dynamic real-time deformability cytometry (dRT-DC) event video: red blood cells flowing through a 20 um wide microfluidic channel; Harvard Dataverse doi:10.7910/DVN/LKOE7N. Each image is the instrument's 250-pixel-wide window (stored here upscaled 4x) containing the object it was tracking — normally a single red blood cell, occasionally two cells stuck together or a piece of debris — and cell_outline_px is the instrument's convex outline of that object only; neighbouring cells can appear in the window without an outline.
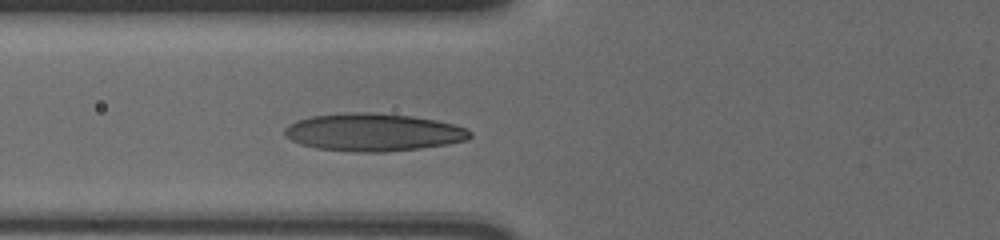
{"species": "human", "species_latin": "Homo sapiens", "temperature_condition": "cold", "stored_images_in_passage": 34, "camera_frame_rate_fps": 3000, "um_per_image_px": 0.085, "donor": {"sex": "male"}, "frame": {"image": 1, "passage_image": 6, "time_ms": 1.667, "image_size_px": [1000, 240], "cell_outline_px": [[472, 136], [468, 140], [448, 144], [420, 148], [384, 152], [356, 152], [316, 148], [300, 144], [284, 136], [284, 128], [288, 124], [296, 120], [312, 116], [348, 112], [368, 112], [412, 116], [436, 120], [468, 128], [472, 132]], "centroid_in_image_um": [31.73, 11.24], "position_along_channel_um": 94.1, "area_um2": 40.92}}
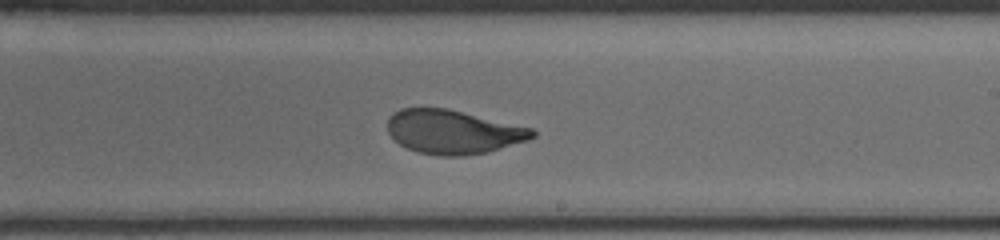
{"frame": {"image": 2, "passage_image": 19, "time_ms": 6.0, "image_size_px": [1000, 240], "cell_outline_px": [[536, 136], [528, 140], [488, 152], [464, 156], [440, 156], [416, 152], [400, 144], [388, 132], [388, 116], [392, 112], [400, 108], [448, 108], [532, 128], [536, 132]], "centroid_in_image_um": [38.51, 11.21], "position_along_channel_um": 250.5, "area_um2": 37.22}}
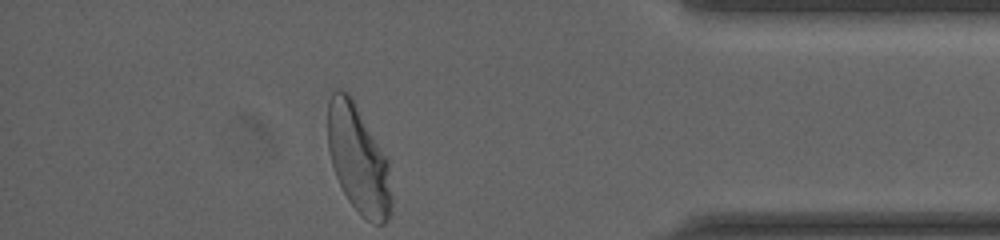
{"frame": {"image": 3, "passage_image": 34, "time_ms": 11.0, "image_size_px": [1000, 240], "cell_outline_px": [[392, 212], [388, 220], [384, 224], [372, 224], [348, 200], [336, 176], [332, 164], [328, 148], [328, 100], [332, 88], [340, 88], [348, 92], [352, 96], [388, 160], [392, 196]], "centroid_in_image_um": [30.46, 13.5], "position_along_channel_um": 404.7, "area_um2": 40.4}, "authors_computed_cell_mechanics": {"area_um2": 37.859, "velocity_mm_per_s": 3.5993, "shape_relaxation_time_tau1_ms": 3.6279, "shape_relaxation_time_tau2_ms": null, "deformation_change_tau1": 0.1575, "deformation_change_tau2": null}}